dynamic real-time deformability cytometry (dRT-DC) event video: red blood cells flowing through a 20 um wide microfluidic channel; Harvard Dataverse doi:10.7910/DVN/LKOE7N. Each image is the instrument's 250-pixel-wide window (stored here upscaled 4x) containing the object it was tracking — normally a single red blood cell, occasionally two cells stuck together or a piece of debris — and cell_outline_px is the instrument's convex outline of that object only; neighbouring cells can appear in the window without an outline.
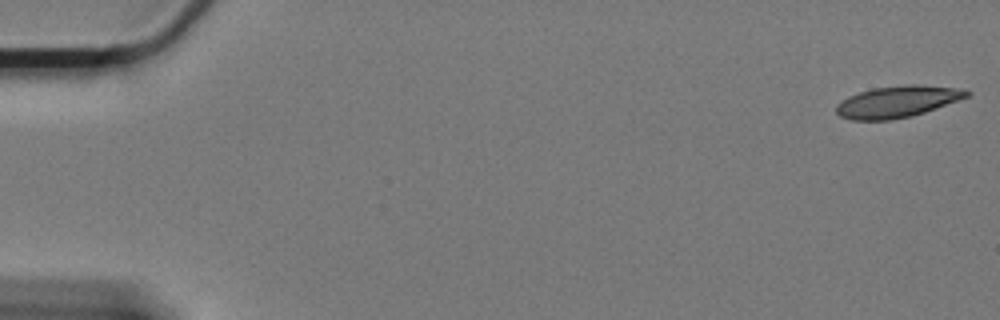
{"species": "Egyptian fruit bat (a non-hibernating species)", "species_latin": "Rousettus aegyptiacus", "temperature_condition": "cold", "stored_images_in_passage": 61, "camera_frame_rate_fps": 3000, "um_per_image_px": 0.085, "animal": {"sex": "female"}, "frame": {"image": 1, "passage_image": 1, "time_ms": 0.0, "image_size_px": [1000, 320], "cell_outline_px": [[972, 92], [968, 96], [924, 112], [912, 116], [892, 120], [852, 120], [840, 116], [836, 112], [836, 104], [848, 96], [872, 88], [904, 84], [916, 84], [960, 88]], "centroid_in_image_um": [76.25, 8.63], "position_along_channel_um": 8.8, "area_um2": 23.99}}
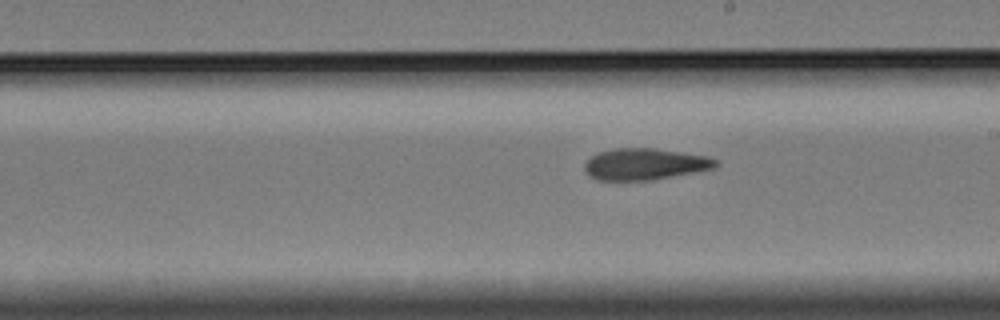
{"frame": {"image": 2, "passage_image": 35, "time_ms": 11.333, "image_size_px": [1000, 320], "cell_outline_px": [[720, 164], [716, 168], [652, 180], [600, 180], [588, 176], [584, 168], [584, 164], [596, 152], [612, 148], [656, 148], [708, 156], [720, 160]], "centroid_in_image_um": [54.84, 13.94], "position_along_channel_um": 234.2, "area_um2": 24.39}}
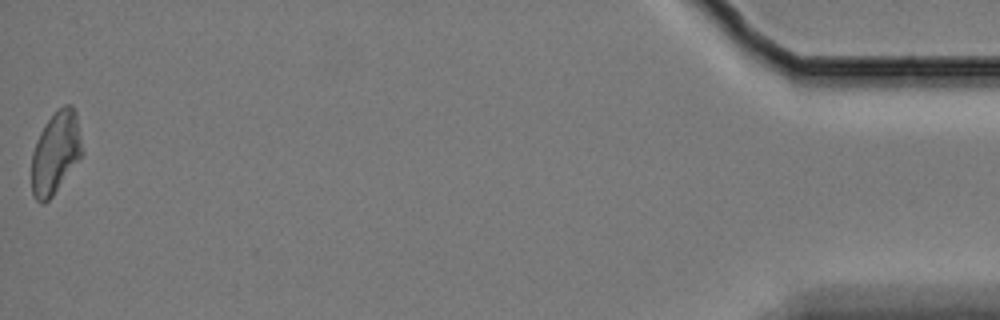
{"frame": {"image": 3, "passage_image": 61, "time_ms": 20.0, "image_size_px": [1000, 320], "cell_outline_px": [[84, 152], [52, 196], [48, 200], [40, 204], [36, 200], [32, 192], [32, 152], [36, 140], [44, 124], [64, 104], [72, 104], [76, 112]], "centroid_in_image_um": [4.73, 12.96], "position_along_channel_um": 430.5, "area_um2": 24.04}, "authors_computed_cell_mechanics": {"area_um2": 24.3338, "velocity_mm_per_s": 3.2891, "shape_relaxation_time_tau1_ms": null, "shape_relaxation_time_tau2_ms": 5.2782, "deformation_change_tau1": null, "deformation_change_tau2": 0.1234}}